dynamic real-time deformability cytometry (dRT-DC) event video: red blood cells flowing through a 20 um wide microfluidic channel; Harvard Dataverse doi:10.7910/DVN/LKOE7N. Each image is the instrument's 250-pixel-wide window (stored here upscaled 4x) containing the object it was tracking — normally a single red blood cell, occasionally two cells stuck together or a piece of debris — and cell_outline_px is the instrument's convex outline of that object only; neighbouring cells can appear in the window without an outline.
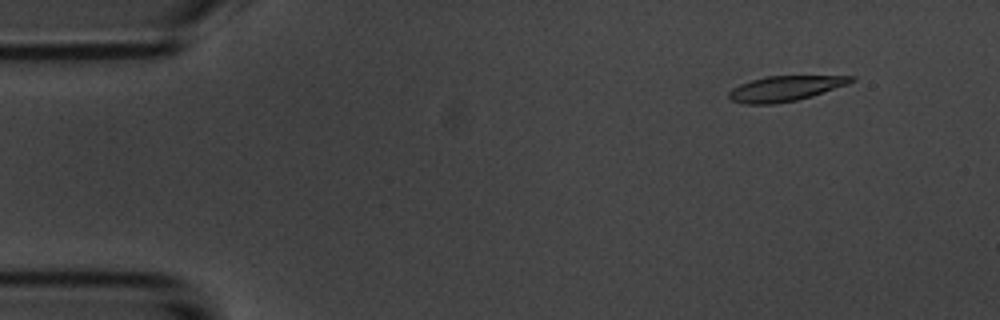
{"species": "common noctule bat (a hibernating species)", "species_latin": "Nyctalus noctula", "temperature_condition": "room temperature", "stored_images_in_passage": 56, "camera_frame_rate_fps": 3000, "um_per_image_px": 0.085, "animal": {"sex": "male", "body_mass_g": 20.1, "forearm_length_mm": 53.5}, "frame": {"image": 1, "passage_image": 6, "time_ms": 1.667, "image_size_px": [1000, 320], "cell_outline_px": [[856, 80], [848, 84], [812, 96], [796, 100], [772, 104], [744, 104], [732, 100], [728, 96], [728, 92], [732, 88], [740, 84], [752, 80], [768, 76], [856, 76]], "centroid_in_image_um": [66.74, 7.52], "position_along_channel_um": 18.3, "area_um2": 17.86}}
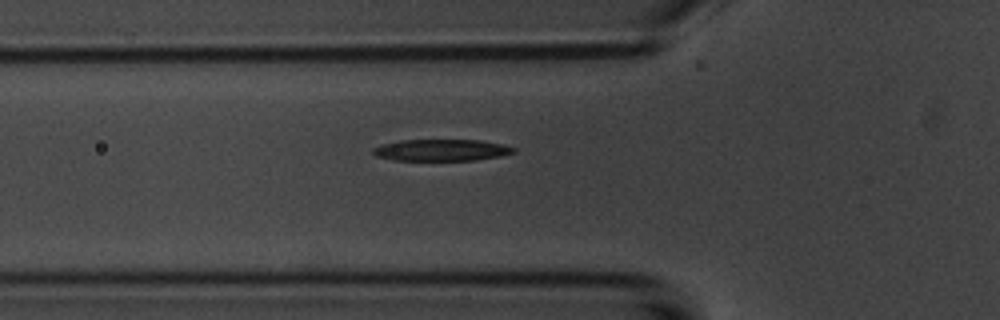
{"frame": {"image": 2, "passage_image": 19, "time_ms": 6.0, "image_size_px": [1000, 320], "cell_outline_px": [[516, 152], [500, 156], [476, 160], [392, 160], [376, 156], [372, 152], [372, 148], [384, 144], [400, 140], [480, 140], [500, 144], [516, 148]], "centroid_in_image_um": [37.51, 12.76], "position_along_channel_um": 88.3, "area_um2": 17.63}}
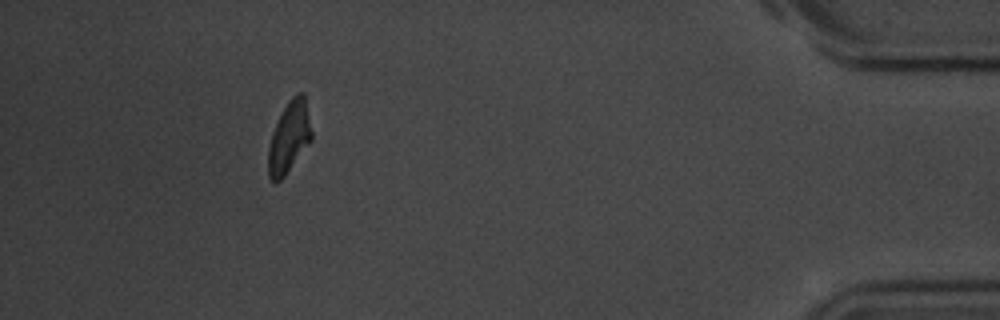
{"frame": {"image": 3, "passage_image": 50, "time_ms": 16.333, "image_size_px": [1000, 320], "cell_outline_px": [[312, 140], [284, 176], [276, 184], [268, 176], [268, 148], [272, 132], [288, 100], [296, 92], [304, 92], [312, 132]], "centroid_in_image_um": [24.58, 11.66], "position_along_channel_um": 410.6, "area_um2": 17.98}}